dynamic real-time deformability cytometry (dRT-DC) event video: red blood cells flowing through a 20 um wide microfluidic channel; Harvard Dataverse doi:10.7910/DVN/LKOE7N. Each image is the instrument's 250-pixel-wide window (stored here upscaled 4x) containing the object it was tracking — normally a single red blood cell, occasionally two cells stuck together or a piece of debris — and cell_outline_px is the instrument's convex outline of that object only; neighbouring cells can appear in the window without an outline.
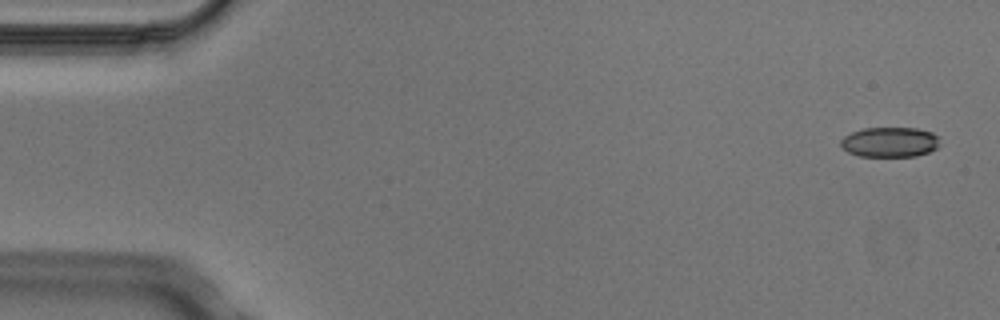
{"species": "Egyptian fruit bat (a non-hibernating species)", "species_latin": "Rousettus aegyptiacus", "temperature_condition": "cold", "stored_images_in_passage": 3, "camera_frame_rate_fps": 3000, "um_per_image_px": 0.085, "animal": {"sex": "male"}, "frame": {"image": 1, "passage_image": 1, "time_ms": 0.0, "image_size_px": [1000, 320], "cell_outline_px": [[940, 144], [936, 148], [928, 152], [916, 156], [860, 156], [848, 152], [840, 144], [840, 140], [844, 136], [852, 132], [864, 128], [916, 128], [932, 132], [936, 136]], "centroid_in_image_um": [75.63, 12.07], "position_along_channel_um": 9.4, "area_um2": 17.22}}